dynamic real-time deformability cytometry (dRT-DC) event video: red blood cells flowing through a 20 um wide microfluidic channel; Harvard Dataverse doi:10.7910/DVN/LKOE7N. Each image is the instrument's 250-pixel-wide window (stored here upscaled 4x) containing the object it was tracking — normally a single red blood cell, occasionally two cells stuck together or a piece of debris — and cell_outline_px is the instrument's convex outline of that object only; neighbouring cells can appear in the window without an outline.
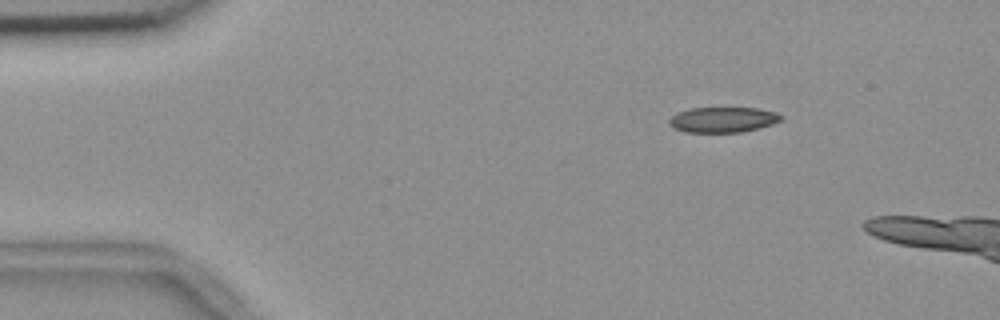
{"species": "common noctule bat (a hibernating species)", "species_latin": "Nyctalus noctula", "temperature_condition": "room temperature", "stored_images_in_passage": 3, "camera_frame_rate_fps": 3000, "um_per_image_px": 0.085, "animal": {"sex": "female", "body_mass_g": 18.4}, "frame": {"image": 1, "passage_image": 1, "time_ms": 0.0, "image_size_px": [1000, 320], "cell_outline_px": [[784, 120], [760, 128], [740, 132], [684, 132], [672, 128], [668, 124], [668, 120], [672, 116], [688, 108], [756, 108], [776, 112], [784, 116]], "centroid_in_image_um": [61.46, 10.18], "position_along_channel_um": 23.5, "area_um2": 16.7}}